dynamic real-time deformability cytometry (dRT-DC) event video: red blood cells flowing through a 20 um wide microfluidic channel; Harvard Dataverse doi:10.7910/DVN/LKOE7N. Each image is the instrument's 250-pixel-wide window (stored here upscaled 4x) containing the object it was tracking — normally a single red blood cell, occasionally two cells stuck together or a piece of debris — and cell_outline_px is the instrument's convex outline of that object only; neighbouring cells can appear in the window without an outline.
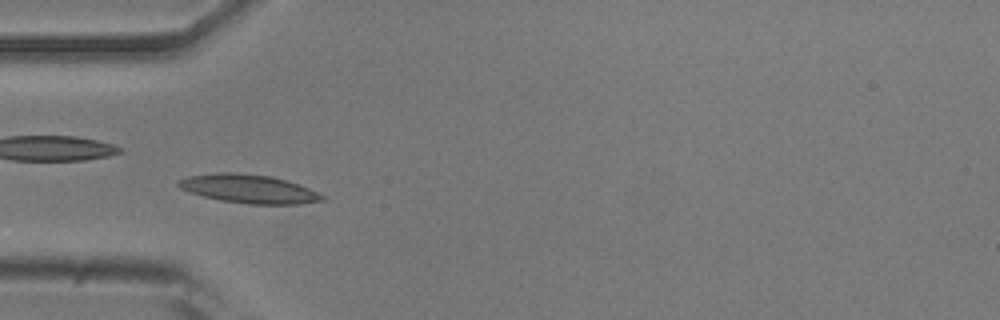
{"species": "common noctule bat (a hibernating species)", "species_latin": "Nyctalus noctula", "temperature_condition": "room temperature", "stored_images_in_passage": 46, "camera_frame_rate_fps": 3000, "um_per_image_px": 0.085, "animal": {"sex": "male", "body_mass_g": 20.5, "forearm_length_mm": 52.5}, "frame": {"image": 1, "passage_image": 13, "time_ms": 4.0, "image_size_px": [1000, 320], "cell_outline_px": [[324, 200], [300, 204], [248, 204], [220, 200], [204, 196], [180, 188], [176, 184], [176, 180], [188, 176], [216, 172], [236, 172], [272, 176], [300, 184], [324, 196]], "centroid_in_image_um": [21.13, 16.04], "position_along_channel_um": 63.9, "area_um2": 23.99}}
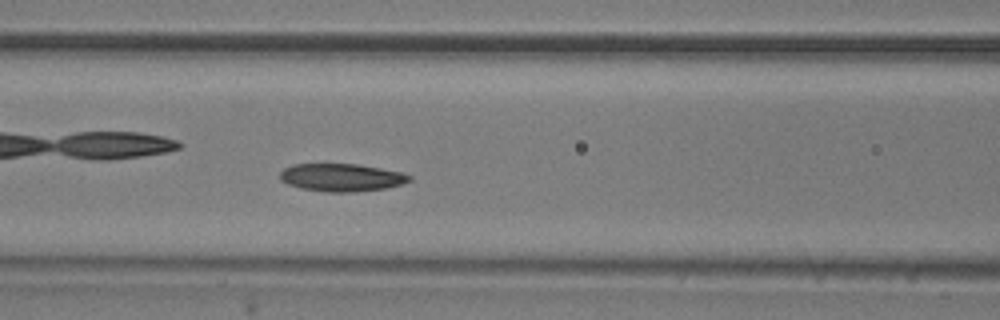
{"frame": {"image": 2, "passage_image": 19, "time_ms": 6.0, "image_size_px": [1000, 320], "cell_outline_px": [[412, 180], [400, 184], [384, 188], [352, 192], [324, 192], [300, 188], [288, 184], [280, 180], [280, 172], [284, 168], [292, 164], [356, 164], [380, 168], [400, 172], [412, 176]], "centroid_in_image_um": [28.99, 15.08], "position_along_channel_um": 137.6, "area_um2": 20.87}}
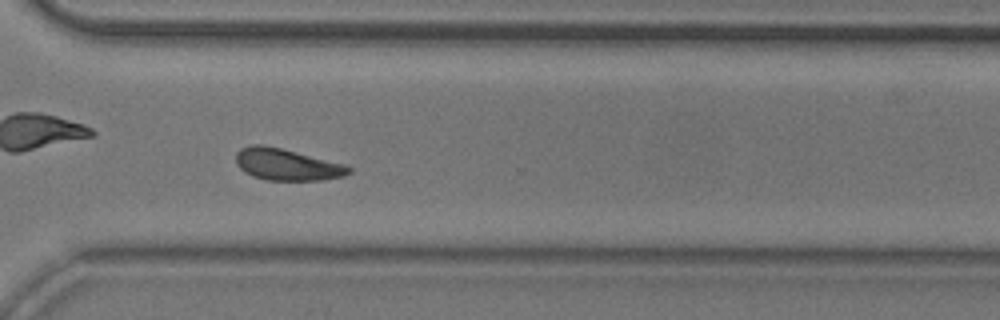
{"frame": {"image": 3, "passage_image": 36, "time_ms": 11.667, "image_size_px": [1000, 320], "cell_outline_px": [[352, 172], [344, 176], [324, 180], [268, 180], [252, 176], [244, 172], [236, 164], [236, 152], [240, 148], [252, 144], [260, 144], [280, 148], [344, 164], [352, 168]], "centroid_in_image_um": [24.37, 13.99], "position_along_channel_um": 346.2, "area_um2": 20.81}, "authors_computed_cell_mechanics": {"area_um2": 21.097, "velocity_mm_per_s": 3.6897, "shape_relaxation_time_tau1_ms": 4.5825, "shape_relaxation_time_tau2_ms": 5.5897, "deformation_change_tau1": 0.1408, "deformation_change_tau2": 0.1269}}